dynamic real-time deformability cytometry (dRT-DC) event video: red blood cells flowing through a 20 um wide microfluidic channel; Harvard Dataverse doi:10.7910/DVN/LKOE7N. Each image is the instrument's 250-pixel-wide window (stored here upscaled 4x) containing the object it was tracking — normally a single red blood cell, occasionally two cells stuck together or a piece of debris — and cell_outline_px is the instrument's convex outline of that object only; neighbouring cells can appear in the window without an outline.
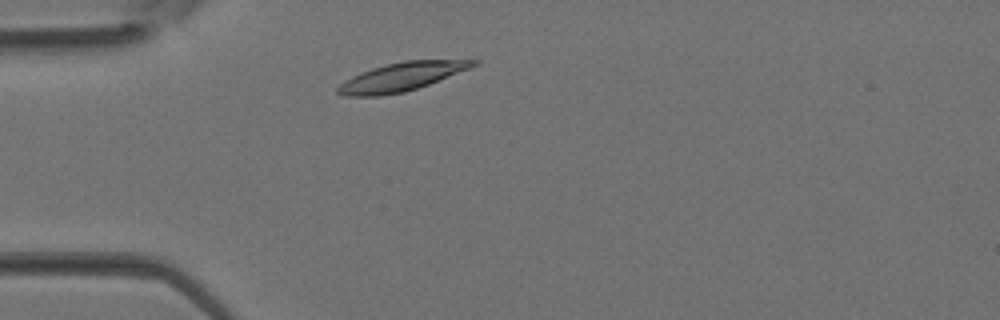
{"species": "Egyptian fruit bat (a non-hibernating species)", "species_latin": "Rousettus aegyptiacus", "temperature_condition": "room temperature", "stored_images_in_passage": 10, "camera_frame_rate_fps": 3000, "um_per_image_px": 0.085, "animal": {"sex": "female"}, "frame": {"image": 1, "passage_image": 4, "time_ms": 1.0, "image_size_px": [1000, 320], "cell_outline_px": [[480, 64], [428, 84], [404, 92], [380, 96], [344, 96], [336, 92], [336, 88], [344, 80], [360, 72], [372, 68], [404, 60], [480, 60]], "centroid_in_image_um": [34.09, 6.53], "position_along_channel_um": 50.9, "area_um2": 22.31}}
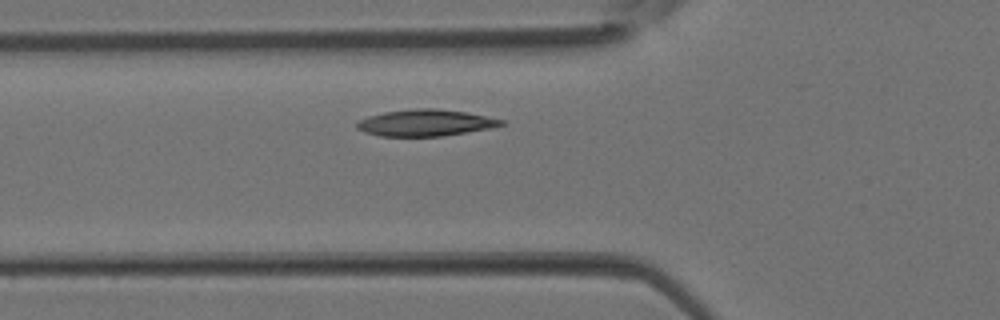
{"frame": {"image": 2, "passage_image": 7, "time_ms": 2.0, "image_size_px": [1000, 320], "cell_outline_px": [[508, 124], [488, 128], [444, 136], [380, 136], [364, 132], [356, 128], [356, 120], [368, 116], [384, 112], [416, 108], [436, 108], [464, 112], [504, 120]], "centroid_in_image_um": [36.12, 10.44], "position_along_channel_um": 89.7, "area_um2": 22.31}}
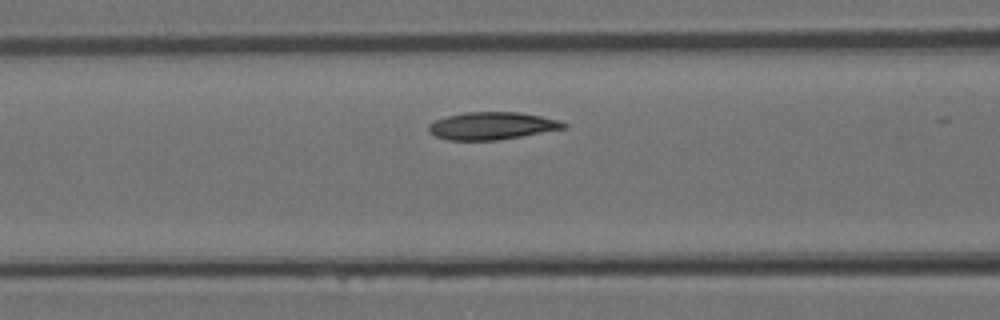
{"frame": {"image": 3, "passage_image": 9, "time_ms": 2.667, "image_size_px": [1000, 320], "cell_outline_px": [[568, 128], [496, 140], [448, 140], [436, 136], [428, 132], [428, 124], [436, 120], [448, 116], [464, 112], [520, 112], [560, 120], [568, 124]], "centroid_in_image_um": [41.83, 10.69], "position_along_channel_um": 124.8, "area_um2": 21.62}}